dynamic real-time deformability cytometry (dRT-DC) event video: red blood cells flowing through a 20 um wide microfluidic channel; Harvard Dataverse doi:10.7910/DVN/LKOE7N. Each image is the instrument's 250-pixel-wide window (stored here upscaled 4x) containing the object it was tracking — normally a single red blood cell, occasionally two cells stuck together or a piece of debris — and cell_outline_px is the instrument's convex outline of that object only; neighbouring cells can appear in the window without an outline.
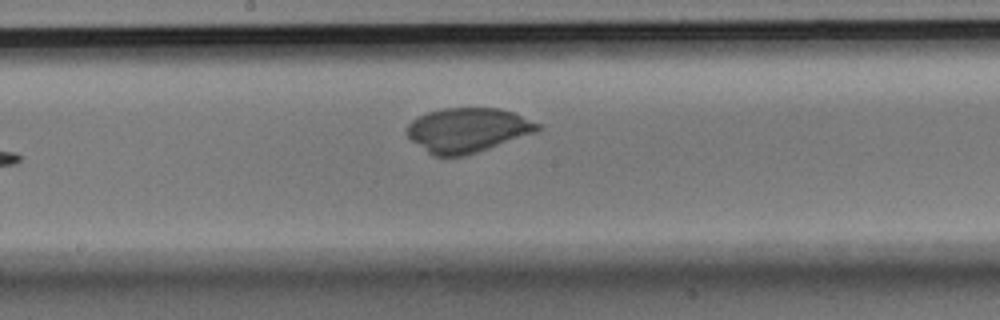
{"species": "Egyptian fruit bat (a non-hibernating species)", "species_latin": "Rousettus aegyptiacus", "temperature_condition": "room temperature", "stored_images_in_passage": 6, "camera_frame_rate_fps": 3000, "um_per_image_px": 0.085, "animal": {"sex": "male"}, "frame": {"image": 1, "passage_image": 6, "time_ms": 1.667, "image_size_px": [1000, 320], "cell_outline_px": [[544, 128], [476, 152], [464, 156], [432, 156], [412, 140], [404, 132], [408, 124], [416, 116], [428, 112], [444, 108], [500, 108], [516, 112], [540, 124]], "centroid_in_image_um": [39.71, 11.03], "position_along_channel_um": 208.5, "area_um2": 33.7}}